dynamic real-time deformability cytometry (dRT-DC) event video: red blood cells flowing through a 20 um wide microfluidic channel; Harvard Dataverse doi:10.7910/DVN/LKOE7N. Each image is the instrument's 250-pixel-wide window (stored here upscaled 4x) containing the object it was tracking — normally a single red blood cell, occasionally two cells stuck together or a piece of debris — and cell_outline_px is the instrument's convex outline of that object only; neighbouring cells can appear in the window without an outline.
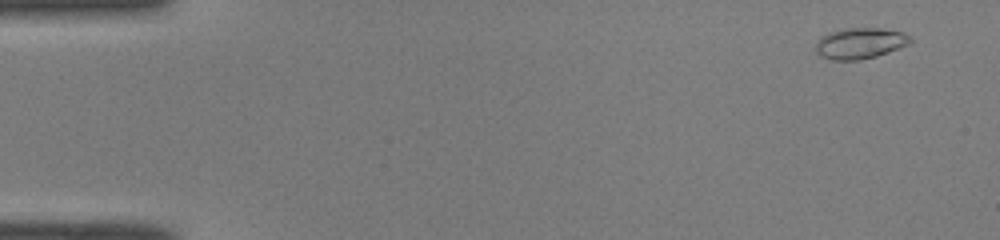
{"species": "common noctule bat (a hibernating species)", "species_latin": "Nyctalus noctula", "temperature_condition": "room temperature", "stored_images_in_passage": 50, "camera_frame_rate_fps": 3000, "um_per_image_px": 0.085, "animal": {"sex": "male", "body_mass_g": 19.0, "forearm_length_mm": 50.8}, "frame": {"image": 1, "passage_image": 3, "time_ms": 0.667, "image_size_px": [1000, 240], "cell_outline_px": [[912, 40], [908, 44], [900, 48], [876, 56], [860, 60], [832, 60], [820, 56], [816, 52], [816, 44], [820, 36], [828, 32], [844, 28], [880, 28], [904, 32], [912, 36]], "centroid_in_image_um": [73.1, 3.67], "position_along_channel_um": 11.9, "area_um2": 17.28}}
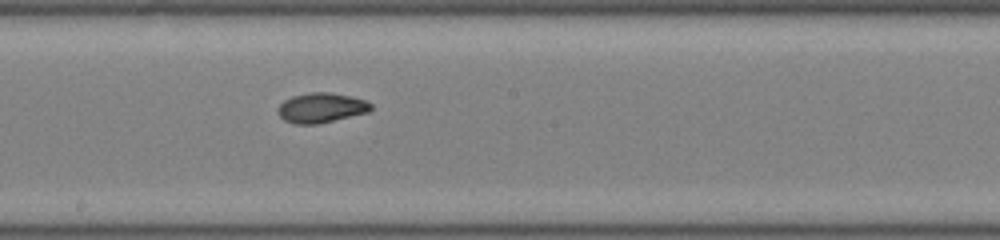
{"frame": {"image": 2, "passage_image": 28, "time_ms": 9.0, "image_size_px": [1000, 240], "cell_outline_px": [[372, 108], [368, 112], [316, 124], [296, 124], [284, 120], [276, 112], [276, 108], [284, 100], [292, 96], [312, 92], [328, 92], [352, 96], [364, 100], [372, 104]], "centroid_in_image_um": [27.27, 9.15], "position_along_channel_um": 220.9, "area_um2": 16.13}}
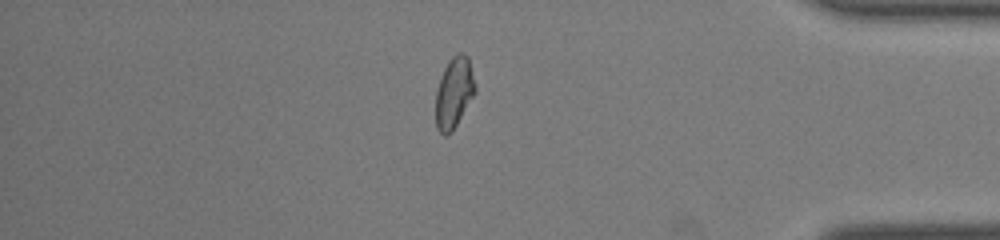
{"frame": {"image": 3, "passage_image": 43, "time_ms": 14.0, "image_size_px": [1000, 240], "cell_outline_px": [[476, 92], [452, 132], [444, 136], [436, 128], [436, 92], [444, 68], [448, 60], [452, 56], [460, 52], [468, 56], [476, 84]], "centroid_in_image_um": [38.61, 7.87], "position_along_channel_um": 396.6, "area_um2": 16.36}, "authors_computed_cell_mechanics": {"area_um2": 16.2996, "velocity_mm_per_s": 4.0849, "shape_relaxation_time_tau1_ms": 5.4702, "shape_relaxation_time_tau2_ms": 3.4716, "deformation_change_tau1": 0.1361, "deformation_change_tau2": 0.0726}}